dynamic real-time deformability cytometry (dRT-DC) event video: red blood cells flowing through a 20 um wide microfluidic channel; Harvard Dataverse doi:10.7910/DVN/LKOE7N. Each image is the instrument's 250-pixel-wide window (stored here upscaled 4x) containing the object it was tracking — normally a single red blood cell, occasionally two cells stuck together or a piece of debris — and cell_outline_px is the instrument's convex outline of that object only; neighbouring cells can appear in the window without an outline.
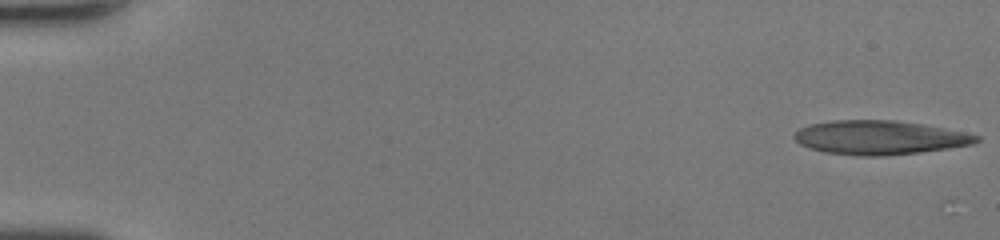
{"species": "human", "species_latin": "Homo sapiens", "temperature_condition": "room temperature", "stored_images_in_passage": 47, "camera_frame_rate_fps": 3000, "um_per_image_px": 0.085, "donor": {"sex": "female"}, "frame": {"image": 1, "passage_image": 1, "time_ms": 0.0, "image_size_px": [1000, 240], "cell_outline_px": [[980, 140], [972, 144], [948, 148], [920, 152], [884, 156], [860, 156], [824, 152], [800, 144], [792, 136], [800, 128], [808, 124], [832, 120], [896, 120], [924, 124], [968, 132], [980, 136]], "centroid_in_image_um": [74.78, 11.68], "position_along_channel_um": 10.2, "area_um2": 36.24}}
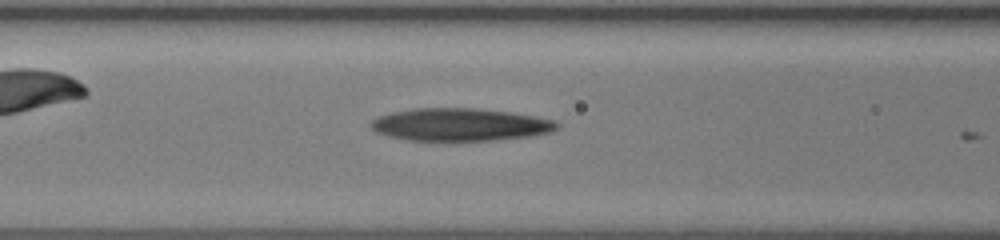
{"frame": {"image": 2, "passage_image": 21, "time_ms": 6.667, "image_size_px": [1000, 240], "cell_outline_px": [[560, 124], [552, 132], [532, 136], [496, 140], [408, 140], [388, 136], [376, 132], [368, 124], [376, 116], [392, 112], [412, 108], [476, 108], [512, 112], [552, 120]], "centroid_in_image_um": [39.07, 10.58], "position_along_channel_um": 127.5, "area_um2": 35.49}}
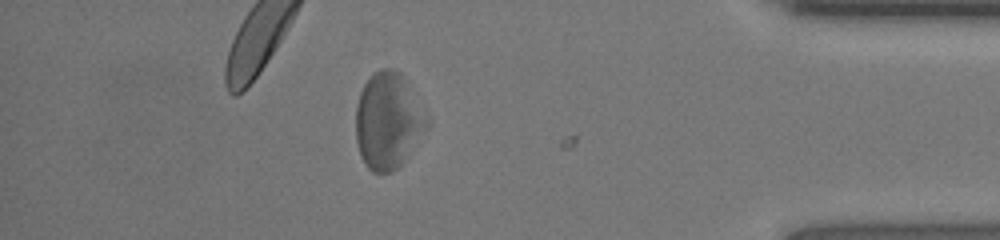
{"frame": {"image": 3, "passage_image": 42, "time_ms": 13.667, "image_size_px": [1000, 240], "cell_outline_px": [[432, 120], [428, 128], [408, 156], [392, 172], [372, 172], [368, 168], [360, 156], [356, 140], [356, 108], [360, 92], [368, 76], [372, 72], [380, 68], [392, 68], [400, 72]], "centroid_in_image_um": [33.01, 10.25], "position_along_channel_um": 402.2, "area_um2": 40.4}, "authors_computed_cell_mechanics": {"area_um2": 36.2406, "velocity_mm_per_s": 4.4241, "shape_relaxation_time_tau1_ms": 6.8721, "shape_relaxation_time_tau2_ms": 2.9675, "deformation_change_tau1": 0.2213, "deformation_change_tau2": 0.1376}}